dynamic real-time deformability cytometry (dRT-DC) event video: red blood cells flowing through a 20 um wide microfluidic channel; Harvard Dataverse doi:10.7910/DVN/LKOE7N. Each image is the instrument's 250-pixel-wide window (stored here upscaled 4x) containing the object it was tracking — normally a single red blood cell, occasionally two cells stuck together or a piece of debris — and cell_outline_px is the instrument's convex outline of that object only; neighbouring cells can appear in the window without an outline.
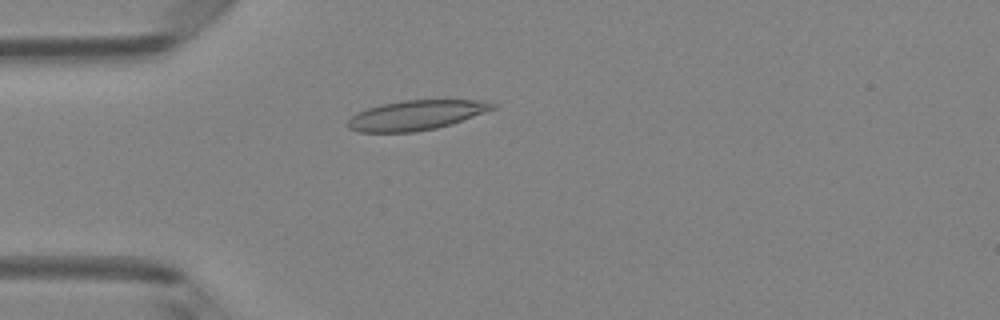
{"species": "Egyptian fruit bat (a non-hibernating species)", "species_latin": "Rousettus aegyptiacus", "temperature_condition": "room temperature", "stored_images_in_passage": 3, "camera_frame_rate_fps": 3000, "um_per_image_px": 0.085, "animal": {"sex": "female"}, "frame": {"image": 1, "passage_image": 3, "time_ms": 0.667, "image_size_px": [1000, 320], "cell_outline_px": [[496, 108], [452, 124], [436, 128], [412, 132], [360, 132], [348, 128], [348, 120], [356, 112], [380, 104], [404, 100], [488, 100], [496, 104]], "centroid_in_image_um": [35.39, 9.78], "position_along_channel_um": 49.6, "area_um2": 25.14}}